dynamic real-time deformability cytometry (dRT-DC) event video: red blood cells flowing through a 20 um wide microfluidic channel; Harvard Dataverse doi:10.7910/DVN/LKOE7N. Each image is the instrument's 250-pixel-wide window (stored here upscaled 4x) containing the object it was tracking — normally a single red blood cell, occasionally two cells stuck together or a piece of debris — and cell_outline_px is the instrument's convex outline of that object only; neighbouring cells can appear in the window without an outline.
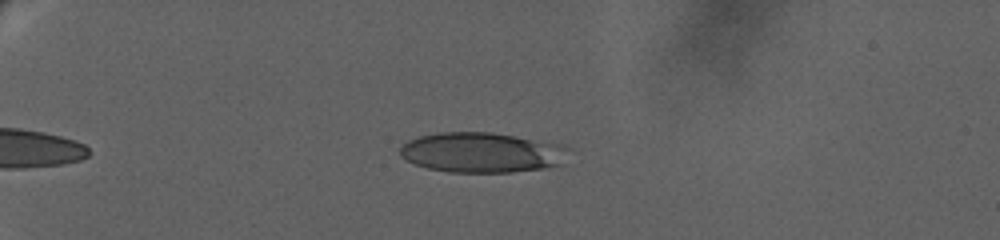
{"species": "human", "species_latin": "Homo sapiens", "temperature_condition": "warm", "stored_images_in_passage": 52, "camera_frame_rate_fps": 3000, "um_per_image_px": 0.085, "donor": {"sex": "female"}, "frame": {"image": 1, "passage_image": 1, "time_ms": 0.0, "image_size_px": [1000, 240], "cell_outline_px": [[572, 148], [560, 164], [544, 168], [512, 172], [452, 172], [428, 168], [416, 164], [400, 156], [400, 148], [408, 140], [420, 136], [436, 132], [492, 132], [560, 144]], "centroid_in_image_um": [40.96, 12.95], "position_along_channel_um": 44.0, "area_um2": 39.3}}
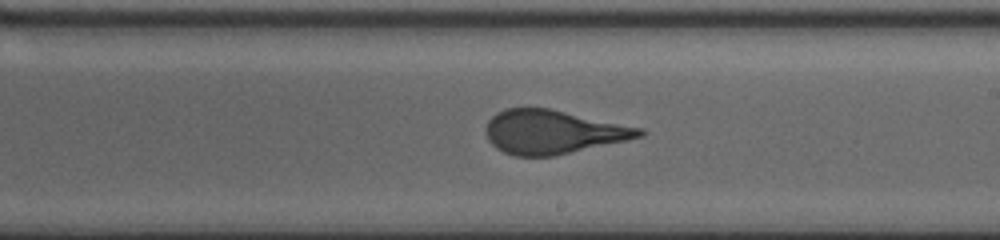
{"frame": {"image": 2, "passage_image": 27, "time_ms": 8.667, "image_size_px": [1000, 240], "cell_outline_px": [[648, 132], [644, 136], [628, 140], [556, 156], [516, 156], [504, 152], [496, 148], [488, 140], [488, 120], [496, 112], [508, 108], [548, 108], [644, 128]], "centroid_in_image_um": [47.06, 11.22], "position_along_channel_um": 241.9, "area_um2": 39.19}}
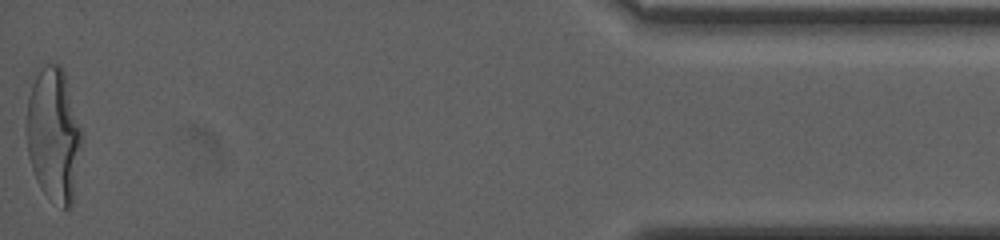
{"frame": {"image": 3, "passage_image": 52, "time_ms": 17.0, "image_size_px": [1000, 240], "cell_outline_px": [[84, 136], [72, 208], [64, 208], [44, 192], [40, 188], [36, 180], [28, 156], [28, 96], [32, 84], [36, 76], [48, 64], [60, 64], [64, 72], [84, 132]], "centroid_in_image_um": [4.63, 11.49], "position_along_channel_um": 430.6, "area_um2": 43.12}, "authors_computed_cell_mechanics": {"area_um2": 39.5063, "velocity_mm_per_s": 3.0531, "shape_relaxation_time_tau1_ms": 7.4817, "shape_relaxation_time_tau2_ms": null, "deformation_change_tau1": 0.2506, "deformation_change_tau2": null}}